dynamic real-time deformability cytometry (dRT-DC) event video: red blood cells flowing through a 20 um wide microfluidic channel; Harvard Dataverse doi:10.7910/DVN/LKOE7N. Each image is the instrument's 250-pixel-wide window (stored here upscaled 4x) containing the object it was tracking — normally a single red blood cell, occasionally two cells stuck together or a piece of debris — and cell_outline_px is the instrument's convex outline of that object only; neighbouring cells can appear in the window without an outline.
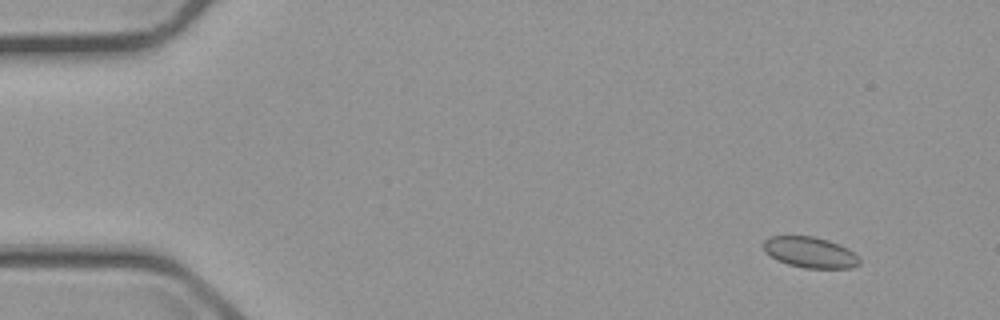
{"species": "common noctule bat (a hibernating species)", "species_latin": "Nyctalus noctula", "temperature_condition": "cold", "stored_images_in_passage": 6, "camera_frame_rate_fps": 3000, "um_per_image_px": 0.085, "animal": {"sex": "male", "body_mass_g": 23.1, "forearm_length_mm": 52.7}, "frame": {"image": 1, "passage_image": 1, "time_ms": 0.0, "image_size_px": [1000, 320], "cell_outline_px": [[860, 264], [852, 268], [804, 268], [788, 264], [776, 260], [764, 252], [764, 240], [768, 236], [812, 236], [828, 240], [840, 244], [848, 248], [860, 256]], "centroid_in_image_um": [68.88, 21.45], "position_along_channel_um": 16.1, "area_um2": 17.51}}
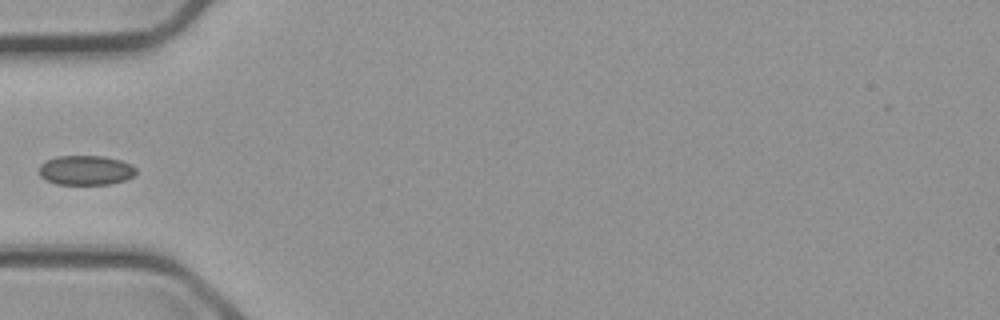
{"frame": {"image": 2, "passage_image": 5, "time_ms": 4.667, "image_size_px": [1000, 320], "cell_outline_px": [[136, 176], [124, 180], [108, 184], [56, 184], [40, 176], [40, 164], [56, 156], [104, 156], [120, 160], [132, 164], [136, 168]], "centroid_in_image_um": [7.33, 14.46], "position_along_channel_um": 77.7, "area_um2": 16.7}}
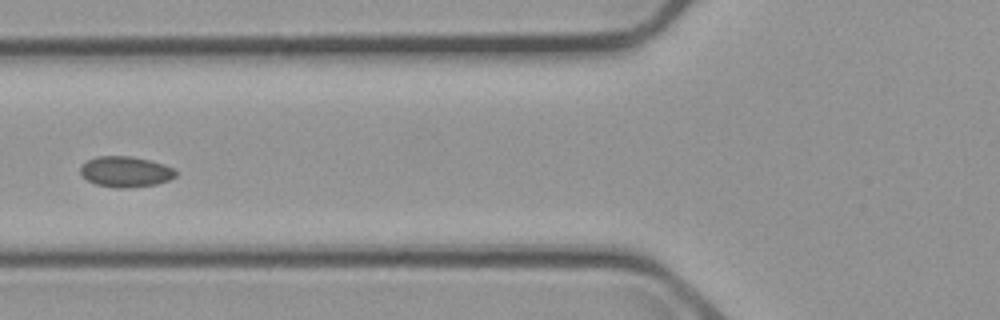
{"frame": {"image": 3, "passage_image": 6, "time_ms": 5.667, "image_size_px": [1000, 320], "cell_outline_px": [[176, 176], [168, 180], [156, 184], [128, 188], [116, 188], [96, 184], [88, 180], [80, 172], [80, 168], [88, 160], [96, 156], [128, 156], [148, 160], [164, 164], [172, 168], [176, 172]], "centroid_in_image_um": [10.67, 14.6], "position_along_channel_um": 115.1, "area_um2": 16.82}}